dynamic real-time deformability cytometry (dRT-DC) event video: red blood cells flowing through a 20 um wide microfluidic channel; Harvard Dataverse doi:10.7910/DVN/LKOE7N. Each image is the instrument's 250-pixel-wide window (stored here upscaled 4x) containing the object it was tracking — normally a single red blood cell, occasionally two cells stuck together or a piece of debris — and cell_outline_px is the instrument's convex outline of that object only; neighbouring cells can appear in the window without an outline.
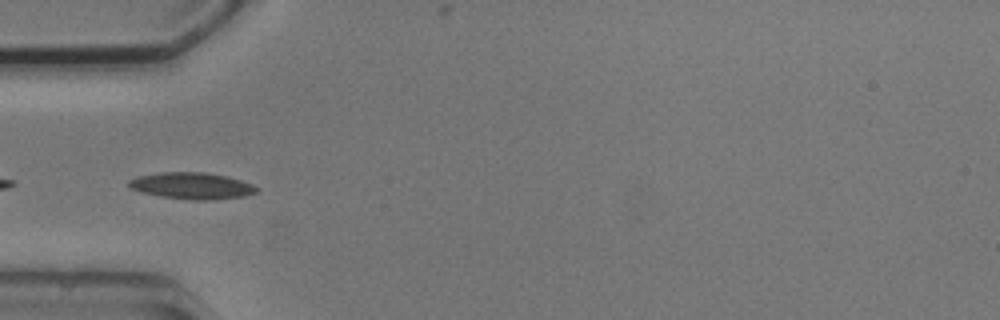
{"species": "common noctule bat (a hibernating species)", "species_latin": "Nyctalus noctula", "temperature_condition": "cold", "stored_images_in_passage": 7, "camera_frame_rate_fps": 3000, "um_per_image_px": 0.085, "animal": {"sex": "male", "body_mass_g": 20.5, "forearm_length_mm": 52.5}, "frame": {"image": 1, "passage_image": 4, "time_ms": 3.667, "image_size_px": [1000, 320], "cell_outline_px": [[260, 188], [256, 192], [244, 196], [216, 200], [196, 200], [160, 196], [128, 188], [128, 180], [140, 176], [160, 172], [204, 172], [228, 176], [252, 184]], "centroid_in_image_um": [16.33, 15.79], "position_along_channel_um": 68.7, "area_um2": 19.77}}
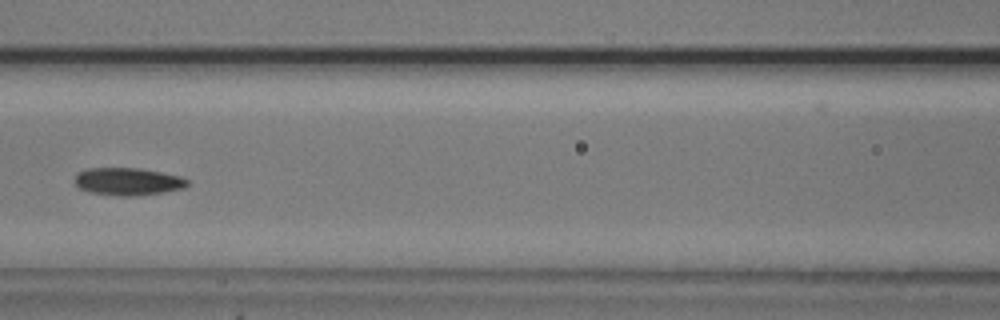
{"frame": {"image": 2, "passage_image": 6, "time_ms": 6.0, "image_size_px": [1000, 320], "cell_outline_px": [[188, 184], [184, 188], [160, 192], [132, 196], [120, 196], [92, 192], [80, 188], [72, 180], [80, 172], [88, 168], [140, 168], [180, 176], [188, 180]], "centroid_in_image_um": [10.86, 15.42], "position_along_channel_um": 155.7, "area_um2": 17.8}}